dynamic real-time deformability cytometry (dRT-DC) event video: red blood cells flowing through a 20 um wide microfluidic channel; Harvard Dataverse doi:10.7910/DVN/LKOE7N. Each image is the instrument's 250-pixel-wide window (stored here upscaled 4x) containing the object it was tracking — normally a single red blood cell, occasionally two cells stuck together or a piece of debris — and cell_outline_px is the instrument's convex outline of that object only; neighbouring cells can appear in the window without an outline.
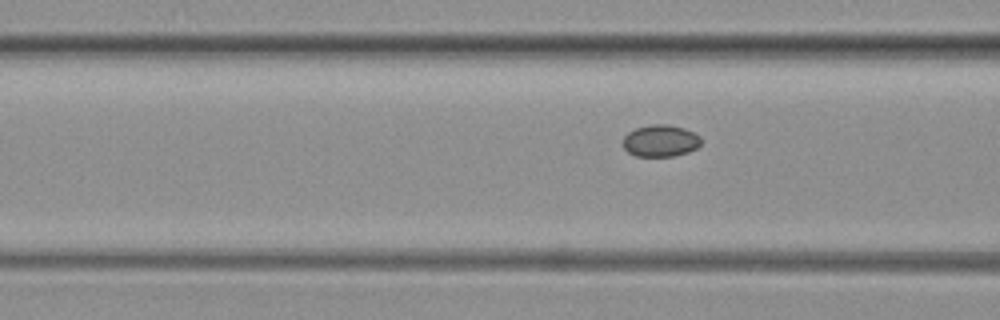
{"species": "common noctule bat (a hibernating species)", "species_latin": "Nyctalus noctula", "temperature_condition": "warm", "stored_images_in_passage": 21, "camera_frame_rate_fps": 3000, "um_per_image_px": 0.085, "animal": {"sex": "female", "body_mass_g": 19.3, "forearm_length_mm": 54.1}, "frame": {"image": 1, "passage_image": 18, "time_ms": 5.667, "image_size_px": [1000, 320], "cell_outline_px": [[700, 144], [696, 148], [688, 152], [672, 156], [636, 156], [628, 152], [624, 148], [624, 136], [628, 132], [636, 128], [652, 124], [668, 124], [684, 128], [700, 136]], "centroid_in_image_um": [56.13, 11.96], "position_along_channel_um": 110.5, "area_um2": 14.39}}